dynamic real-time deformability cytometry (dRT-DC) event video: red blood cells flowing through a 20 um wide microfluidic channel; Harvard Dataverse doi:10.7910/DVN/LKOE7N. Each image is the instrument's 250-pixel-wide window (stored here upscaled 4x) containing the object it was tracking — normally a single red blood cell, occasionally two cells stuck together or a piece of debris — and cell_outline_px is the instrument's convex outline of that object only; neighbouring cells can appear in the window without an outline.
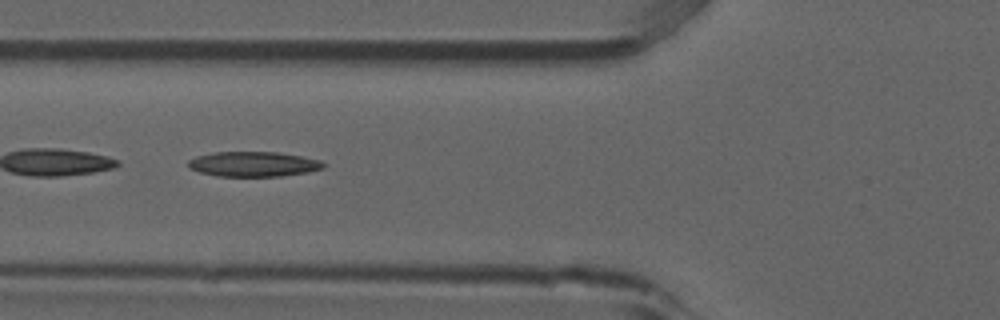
{"species": "common noctule bat (a hibernating species)", "species_latin": "Nyctalus noctula", "temperature_condition": "room temperature", "stored_images_in_passage": 6, "camera_frame_rate_fps": 3000, "um_per_image_px": 0.085, "animal": {"sex": "male", "forearm_length_mm": 52.5}, "frame": {"image": 1, "passage_image": 4, "time_ms": 1.0, "image_size_px": [1000, 320], "cell_outline_px": [[324, 168], [308, 172], [280, 176], [216, 176], [200, 172], [188, 168], [188, 160], [196, 156], [212, 152], [276, 152], [300, 156], [320, 160], [324, 164]], "centroid_in_image_um": [21.5, 13.95], "position_along_channel_um": 104.3, "area_um2": 19.65}}
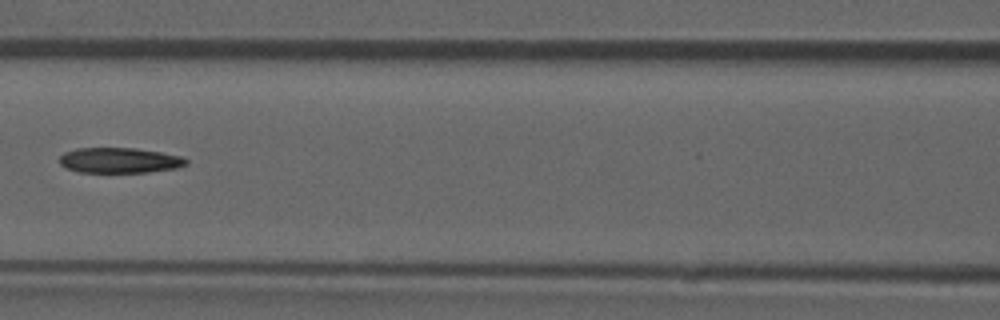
{"frame": {"image": 2, "passage_image": 5, "time_ms": 1.333, "image_size_px": [1000, 320], "cell_outline_px": [[188, 164], [176, 168], [144, 172], [80, 172], [68, 168], [60, 164], [60, 156], [64, 152], [76, 148], [132, 148], [160, 152], [184, 156], [188, 160]], "centroid_in_image_um": [10.18, 13.62], "position_along_channel_um": 156.4, "area_um2": 18.61}}